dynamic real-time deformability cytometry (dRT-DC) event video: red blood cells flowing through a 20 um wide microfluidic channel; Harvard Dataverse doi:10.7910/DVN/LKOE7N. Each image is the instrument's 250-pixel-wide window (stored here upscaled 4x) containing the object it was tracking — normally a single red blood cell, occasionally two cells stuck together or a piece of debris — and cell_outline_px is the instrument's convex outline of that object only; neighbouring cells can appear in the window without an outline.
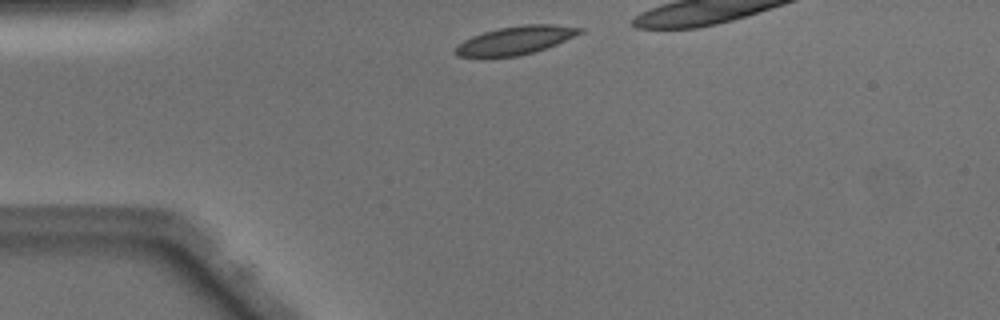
{"species": "Egyptian fruit bat (a non-hibernating species)", "species_latin": "Rousettus aegyptiacus", "temperature_condition": "warm", "stored_images_in_passage": 30, "camera_frame_rate_fps": 3000, "um_per_image_px": 0.085, "animal": {"sex": "male"}, "frame": {"image": 1, "passage_image": 2, "time_ms": 0.333, "image_size_px": [1000, 320], "cell_outline_px": [[584, 32], [556, 44], [520, 56], [456, 56], [452, 52], [456, 44], [472, 36], [484, 32], [500, 28], [524, 24], [556, 24], [584, 28]], "centroid_in_image_um": [43.81, 3.41], "position_along_channel_um": 41.2, "area_um2": 20.4}}
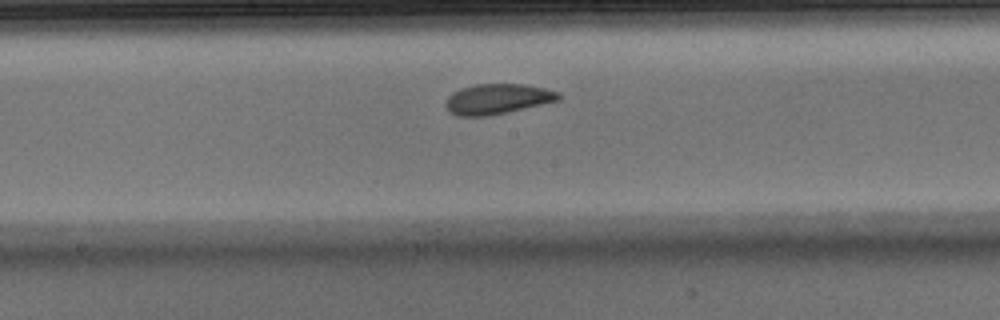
{"frame": {"image": 2, "passage_image": 16, "time_ms": 5.0, "image_size_px": [1000, 320], "cell_outline_px": [[560, 100], [488, 116], [456, 116], [448, 112], [444, 104], [448, 96], [452, 92], [460, 88], [476, 84], [524, 84], [544, 88], [560, 92]], "centroid_in_image_um": [42.23, 8.41], "position_along_channel_um": 206.0, "area_um2": 20.0}}
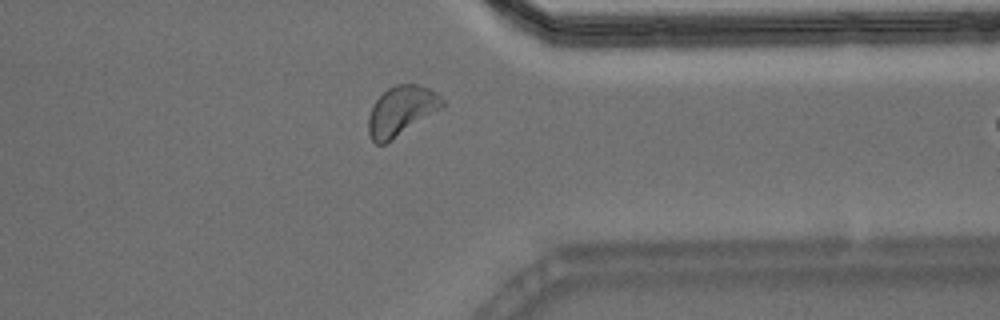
{"frame": {"image": 3, "passage_image": 29, "time_ms": 9.333, "image_size_px": [1000, 320], "cell_outline_px": [[444, 104], [440, 108], [384, 144], [376, 144], [372, 140], [368, 132], [368, 116], [372, 104], [388, 88], [396, 84], [416, 84], [428, 88], [436, 92], [444, 100]], "centroid_in_image_um": [34.06, 9.4], "position_along_channel_um": 377.3, "area_um2": 20.81}}